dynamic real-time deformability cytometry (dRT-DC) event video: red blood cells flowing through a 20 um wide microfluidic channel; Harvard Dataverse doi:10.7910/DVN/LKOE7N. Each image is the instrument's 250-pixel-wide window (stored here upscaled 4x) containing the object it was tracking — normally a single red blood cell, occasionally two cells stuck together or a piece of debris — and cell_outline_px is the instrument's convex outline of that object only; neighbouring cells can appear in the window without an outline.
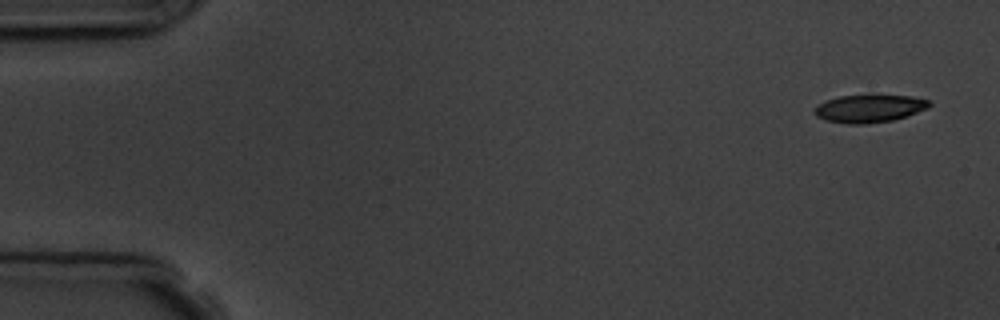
{"species": "common noctule bat (a hibernating species)", "species_latin": "Nyctalus noctula", "temperature_condition": "room temperature", "stored_images_in_passage": 5, "camera_frame_rate_fps": 3000, "um_per_image_px": 0.085, "animal": {"sex": "male", "body_mass_g": 19.5, "forearm_length_mm": 54.6}, "frame": {"image": 1, "passage_image": 1, "time_ms": 0.0, "image_size_px": [1000, 320], "cell_outline_px": [[932, 104], [928, 108], [908, 116], [892, 120], [864, 124], [848, 124], [824, 120], [816, 116], [812, 112], [816, 104], [824, 100], [840, 96], [872, 92], [912, 96], [928, 100]], "centroid_in_image_um": [73.87, 9.17], "position_along_channel_um": 11.1, "area_um2": 19.65}}
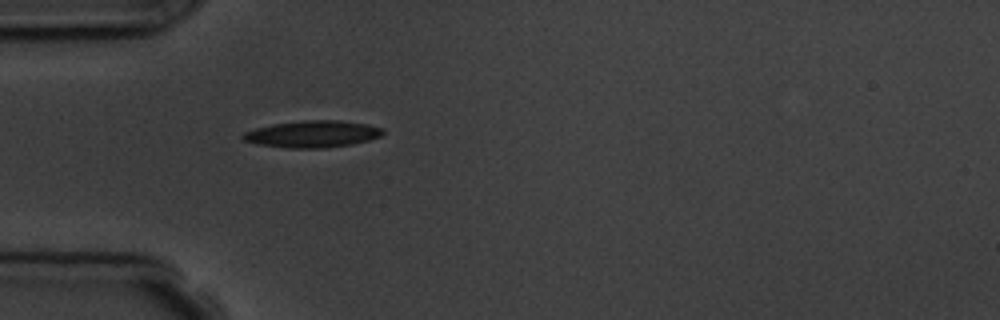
{"frame": {"image": 2, "passage_image": 5, "time_ms": 4.667, "image_size_px": [1000, 320], "cell_outline_px": [[384, 132], [380, 136], [368, 140], [352, 144], [324, 148], [288, 148], [256, 144], [244, 140], [240, 136], [244, 132], [256, 128], [272, 124], [304, 120], [340, 120], [368, 124], [384, 128]], "centroid_in_image_um": [26.56, 11.39], "position_along_channel_um": 58.4, "area_um2": 21.96}}